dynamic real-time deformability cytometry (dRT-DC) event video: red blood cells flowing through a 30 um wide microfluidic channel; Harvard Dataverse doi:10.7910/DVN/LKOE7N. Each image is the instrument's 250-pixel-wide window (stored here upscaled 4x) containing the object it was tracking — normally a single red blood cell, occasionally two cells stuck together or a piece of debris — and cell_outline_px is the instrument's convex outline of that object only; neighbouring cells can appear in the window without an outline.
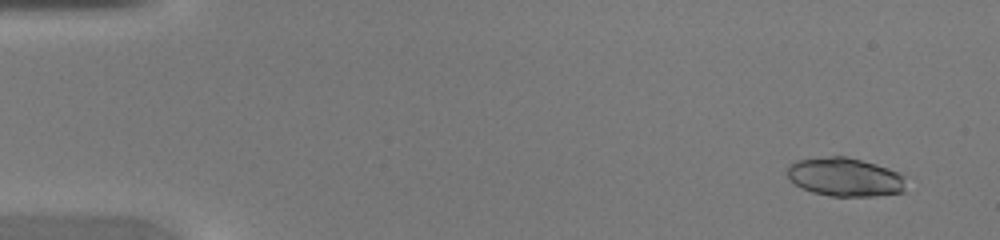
{"species": "common noctule bat (a hibernating species)", "species_latin": "Nyctalus noctula", "temperature_condition": "warm", "stored_images_in_passage": 45, "camera_frame_rate_fps": 3000, "um_per_image_px": 0.085, "animal": {"sex": "female", "body_mass_g": 20.0, "forearm_length_mm": 54.0}, "frame": {"image": 1, "passage_image": 3, "time_ms": 0.667, "image_size_px": [1000, 240], "cell_outline_px": [[904, 192], [876, 196], [828, 196], [812, 192], [796, 184], [788, 176], [788, 164], [796, 160], [832, 156], [844, 156], [876, 164], [888, 168], [904, 176]], "centroid_in_image_um": [71.82, 15.05], "position_along_channel_um": 13.2, "area_um2": 26.53}}
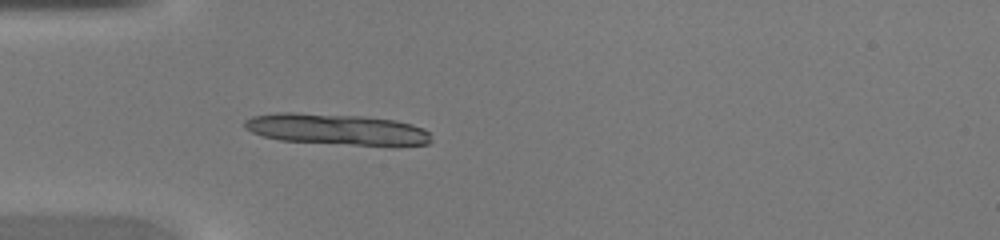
{"frame": {"image": 2, "passage_image": 14, "time_ms": 4.333, "image_size_px": [1000, 240], "cell_outline_px": [[432, 140], [428, 144], [352, 144], [280, 140], [264, 136], [252, 132], [244, 128], [244, 120], [252, 116], [276, 112], [296, 112], [364, 116], [396, 120], [412, 124], [424, 128], [428, 132]], "centroid_in_image_um": [28.55, 10.96], "position_along_channel_um": 56.4, "area_um2": 33.35}}